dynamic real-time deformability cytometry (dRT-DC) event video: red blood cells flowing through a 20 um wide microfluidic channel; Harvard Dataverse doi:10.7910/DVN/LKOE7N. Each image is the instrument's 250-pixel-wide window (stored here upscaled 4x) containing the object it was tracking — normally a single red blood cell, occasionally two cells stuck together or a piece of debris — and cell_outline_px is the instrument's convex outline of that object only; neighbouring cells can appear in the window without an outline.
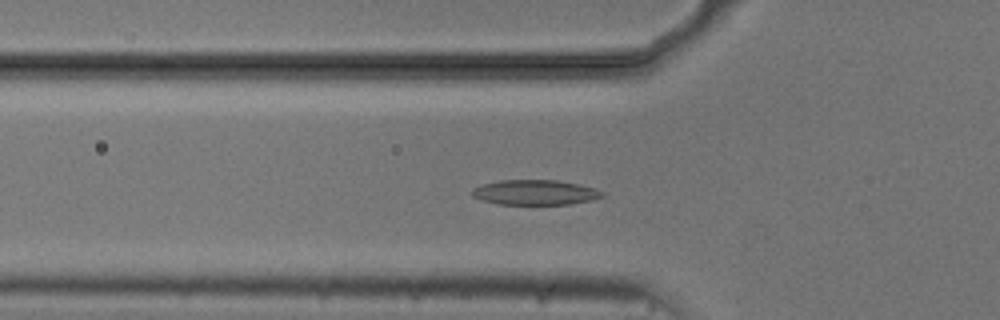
{"species": "common noctule bat (a hibernating species)", "species_latin": "Nyctalus noctula", "temperature_condition": "cold", "stored_images_in_passage": 42, "camera_frame_rate_fps": 3000, "um_per_image_px": 0.085, "animal": {"sex": "male", "body_mass_g": 20.5, "forearm_length_mm": 52.5}, "frame": {"image": 1, "passage_image": 8, "time_ms": 2.333, "image_size_px": [1000, 320], "cell_outline_px": [[604, 196], [592, 200], [568, 204], [496, 204], [472, 196], [472, 188], [484, 184], [500, 180], [556, 180], [580, 184], [596, 188], [604, 192]], "centroid_in_image_um": [45.52, 16.35], "position_along_channel_um": 80.3, "area_um2": 18.96}}
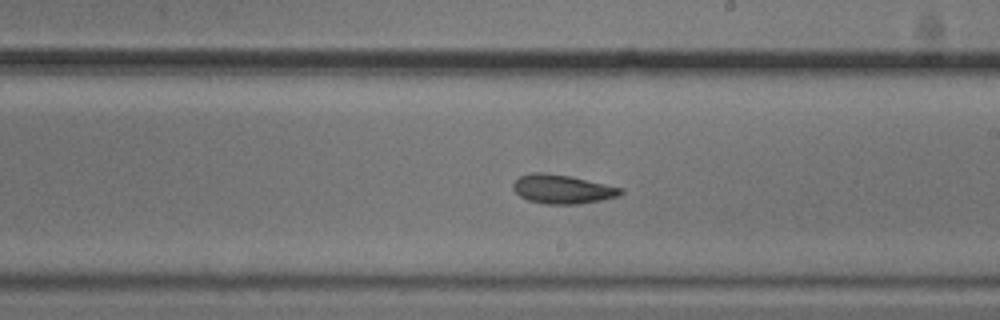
{"frame": {"image": 2, "passage_image": 21, "time_ms": 6.667, "image_size_px": [1000, 320], "cell_outline_px": [[624, 192], [620, 196], [604, 200], [580, 204], [544, 204], [528, 200], [520, 196], [512, 188], [512, 184], [520, 176], [532, 172], [540, 172], [568, 176], [624, 188]], "centroid_in_image_um": [47.83, 16.09], "position_along_channel_um": 241.2, "area_um2": 18.21}}
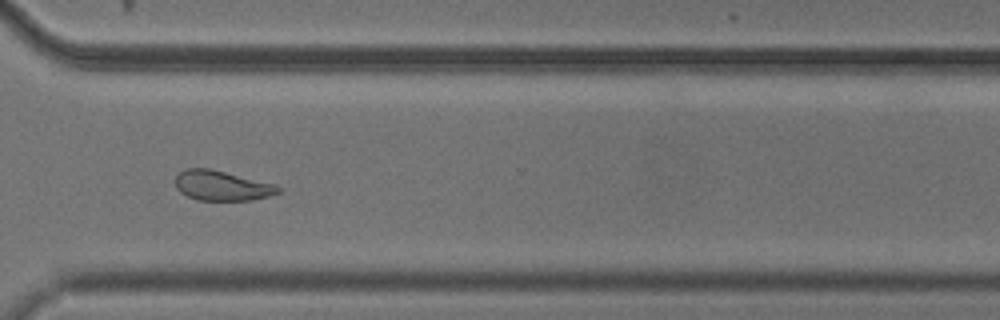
{"frame": {"image": 3, "passage_image": 30, "time_ms": 9.667, "image_size_px": [1000, 320], "cell_outline_px": [[280, 192], [268, 196], [252, 200], [196, 200], [180, 192], [176, 188], [176, 176], [184, 168], [208, 168], [276, 184], [280, 188]], "centroid_in_image_um": [18.85, 15.78], "position_along_channel_um": 351.8, "area_um2": 17.86}, "authors_computed_cell_mechanics": {"area_um2": 17.8024, "velocity_mm_per_s": 3.6889, "shape_relaxation_time_tau1_ms": 3.9312, "shape_relaxation_time_tau2_ms": 4.1799, "deformation_change_tau1": 0.1214, "deformation_change_tau2": 0.115}}